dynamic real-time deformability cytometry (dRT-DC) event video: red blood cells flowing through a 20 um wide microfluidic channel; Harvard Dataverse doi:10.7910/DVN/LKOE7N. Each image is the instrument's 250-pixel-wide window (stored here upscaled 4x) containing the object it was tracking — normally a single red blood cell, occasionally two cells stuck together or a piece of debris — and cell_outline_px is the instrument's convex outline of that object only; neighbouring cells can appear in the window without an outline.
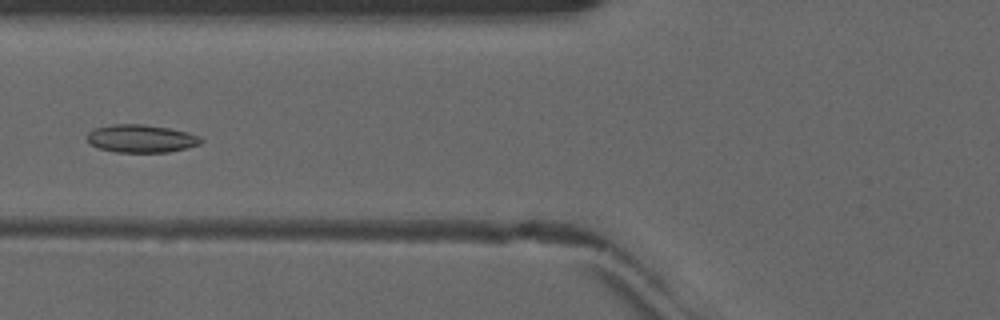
{"species": "common noctule bat (a hibernating species)", "species_latin": "Nyctalus noctula", "temperature_condition": "warm", "stored_images_in_passage": 46, "camera_frame_rate_fps": 3000, "um_per_image_px": 0.085, "animal": {"sex": "male", "forearm_length_mm": 52.5}, "frame": {"image": 1, "passage_image": 16, "time_ms": 5.0, "image_size_px": [1000, 320], "cell_outline_px": [[204, 140], [200, 144], [168, 152], [116, 152], [100, 148], [92, 144], [88, 140], [88, 132], [96, 128], [112, 124], [144, 124], [168, 128], [188, 132], [200, 136]], "centroid_in_image_um": [12.03, 11.77], "position_along_channel_um": 113.8, "area_um2": 18.32}}
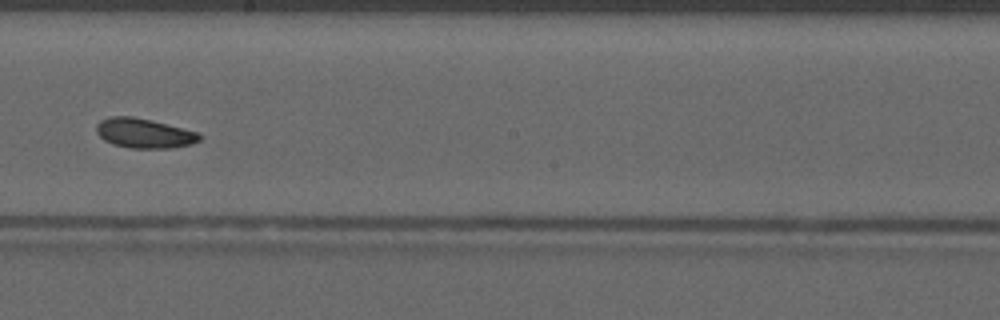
{"frame": {"image": 2, "passage_image": 25, "time_ms": 8.0, "image_size_px": [1000, 320], "cell_outline_px": [[200, 140], [192, 144], [172, 148], [128, 148], [112, 144], [104, 140], [96, 132], [96, 124], [100, 120], [108, 116], [132, 116], [152, 120], [200, 132]], "centroid_in_image_um": [12.24, 11.32], "position_along_channel_um": 236.0, "area_um2": 18.09}}
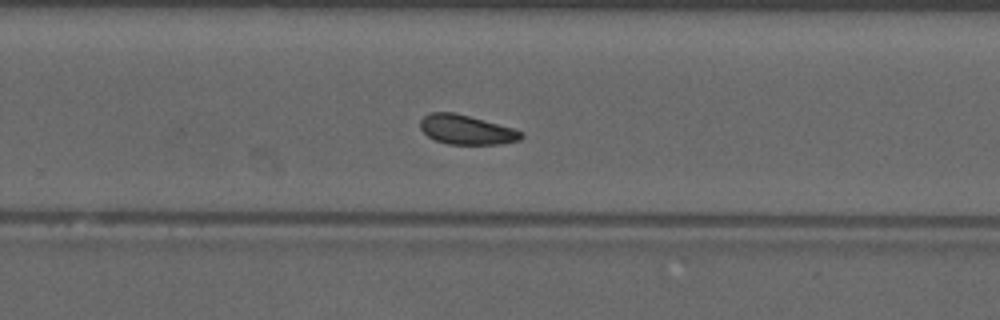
{"frame": {"image": 3, "passage_image": 29, "time_ms": 9.333, "image_size_px": [1000, 320], "cell_outline_px": [[524, 136], [520, 140], [500, 144], [448, 144], [436, 140], [428, 136], [420, 128], [420, 120], [424, 116], [432, 112], [452, 112], [468, 116], [512, 128], [524, 132]], "centroid_in_image_um": [39.65, 11.03], "position_along_channel_um": 290.2, "area_um2": 17.11}, "authors_computed_cell_mechanics": {"area_um2": 17.7446, "velocity_mm_per_s": 4.0789, "shape_relaxation_time_tau1_ms": 3.4473, "shape_relaxation_time_tau2_ms": null, "deformation_change_tau1": 0.0938, "deformation_change_tau2": null}}